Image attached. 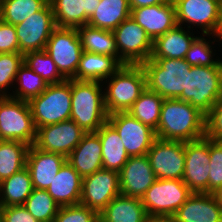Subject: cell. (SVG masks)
Listing matches in <instances>:
<instances>
[{
	"label": "cell",
	"instance_id": "obj_25",
	"mask_svg": "<svg viewBox=\"0 0 222 222\" xmlns=\"http://www.w3.org/2000/svg\"><path fill=\"white\" fill-rule=\"evenodd\" d=\"M123 66L115 57L83 51L75 76L79 81L103 82Z\"/></svg>",
	"mask_w": 222,
	"mask_h": 222
},
{
	"label": "cell",
	"instance_id": "obj_41",
	"mask_svg": "<svg viewBox=\"0 0 222 222\" xmlns=\"http://www.w3.org/2000/svg\"><path fill=\"white\" fill-rule=\"evenodd\" d=\"M209 154L208 193H213L222 186V141L209 139Z\"/></svg>",
	"mask_w": 222,
	"mask_h": 222
},
{
	"label": "cell",
	"instance_id": "obj_19",
	"mask_svg": "<svg viewBox=\"0 0 222 222\" xmlns=\"http://www.w3.org/2000/svg\"><path fill=\"white\" fill-rule=\"evenodd\" d=\"M130 16L145 30L152 41L177 25L173 1L131 8Z\"/></svg>",
	"mask_w": 222,
	"mask_h": 222
},
{
	"label": "cell",
	"instance_id": "obj_37",
	"mask_svg": "<svg viewBox=\"0 0 222 222\" xmlns=\"http://www.w3.org/2000/svg\"><path fill=\"white\" fill-rule=\"evenodd\" d=\"M23 206L39 222H53L59 209L47 190L35 188Z\"/></svg>",
	"mask_w": 222,
	"mask_h": 222
},
{
	"label": "cell",
	"instance_id": "obj_29",
	"mask_svg": "<svg viewBox=\"0 0 222 222\" xmlns=\"http://www.w3.org/2000/svg\"><path fill=\"white\" fill-rule=\"evenodd\" d=\"M129 0H101L87 25L113 31L130 17Z\"/></svg>",
	"mask_w": 222,
	"mask_h": 222
},
{
	"label": "cell",
	"instance_id": "obj_49",
	"mask_svg": "<svg viewBox=\"0 0 222 222\" xmlns=\"http://www.w3.org/2000/svg\"><path fill=\"white\" fill-rule=\"evenodd\" d=\"M215 36L217 38V42L219 43V41H220L219 44L222 45V42H221L222 41V14H221V19H220L219 29H218V31H217Z\"/></svg>",
	"mask_w": 222,
	"mask_h": 222
},
{
	"label": "cell",
	"instance_id": "obj_11",
	"mask_svg": "<svg viewBox=\"0 0 222 222\" xmlns=\"http://www.w3.org/2000/svg\"><path fill=\"white\" fill-rule=\"evenodd\" d=\"M172 1L175 7L177 25L187 26L191 31H193L194 26H197L200 31L202 30V35H216L222 14L221 4L214 0Z\"/></svg>",
	"mask_w": 222,
	"mask_h": 222
},
{
	"label": "cell",
	"instance_id": "obj_26",
	"mask_svg": "<svg viewBox=\"0 0 222 222\" xmlns=\"http://www.w3.org/2000/svg\"><path fill=\"white\" fill-rule=\"evenodd\" d=\"M148 218L141 199L116 196L99 214V222H145Z\"/></svg>",
	"mask_w": 222,
	"mask_h": 222
},
{
	"label": "cell",
	"instance_id": "obj_1",
	"mask_svg": "<svg viewBox=\"0 0 222 222\" xmlns=\"http://www.w3.org/2000/svg\"><path fill=\"white\" fill-rule=\"evenodd\" d=\"M206 116L180 99H164L156 138L173 141H195L205 137Z\"/></svg>",
	"mask_w": 222,
	"mask_h": 222
},
{
	"label": "cell",
	"instance_id": "obj_35",
	"mask_svg": "<svg viewBox=\"0 0 222 222\" xmlns=\"http://www.w3.org/2000/svg\"><path fill=\"white\" fill-rule=\"evenodd\" d=\"M49 0H0V19L17 25L40 11Z\"/></svg>",
	"mask_w": 222,
	"mask_h": 222
},
{
	"label": "cell",
	"instance_id": "obj_47",
	"mask_svg": "<svg viewBox=\"0 0 222 222\" xmlns=\"http://www.w3.org/2000/svg\"><path fill=\"white\" fill-rule=\"evenodd\" d=\"M145 222H174L172 217H148Z\"/></svg>",
	"mask_w": 222,
	"mask_h": 222
},
{
	"label": "cell",
	"instance_id": "obj_24",
	"mask_svg": "<svg viewBox=\"0 0 222 222\" xmlns=\"http://www.w3.org/2000/svg\"><path fill=\"white\" fill-rule=\"evenodd\" d=\"M186 27L176 25L153 41L151 58L184 59L193 41L198 37Z\"/></svg>",
	"mask_w": 222,
	"mask_h": 222
},
{
	"label": "cell",
	"instance_id": "obj_52",
	"mask_svg": "<svg viewBox=\"0 0 222 222\" xmlns=\"http://www.w3.org/2000/svg\"><path fill=\"white\" fill-rule=\"evenodd\" d=\"M4 140L2 139L1 135H0V145Z\"/></svg>",
	"mask_w": 222,
	"mask_h": 222
},
{
	"label": "cell",
	"instance_id": "obj_2",
	"mask_svg": "<svg viewBox=\"0 0 222 222\" xmlns=\"http://www.w3.org/2000/svg\"><path fill=\"white\" fill-rule=\"evenodd\" d=\"M103 86L98 81L71 79L70 120L81 127L85 133L96 132L108 120Z\"/></svg>",
	"mask_w": 222,
	"mask_h": 222
},
{
	"label": "cell",
	"instance_id": "obj_36",
	"mask_svg": "<svg viewBox=\"0 0 222 222\" xmlns=\"http://www.w3.org/2000/svg\"><path fill=\"white\" fill-rule=\"evenodd\" d=\"M24 64L50 84L60 83L66 78L45 50L31 51L23 55Z\"/></svg>",
	"mask_w": 222,
	"mask_h": 222
},
{
	"label": "cell",
	"instance_id": "obj_8",
	"mask_svg": "<svg viewBox=\"0 0 222 222\" xmlns=\"http://www.w3.org/2000/svg\"><path fill=\"white\" fill-rule=\"evenodd\" d=\"M192 194L182 180L156 179L141 202L148 217H172Z\"/></svg>",
	"mask_w": 222,
	"mask_h": 222
},
{
	"label": "cell",
	"instance_id": "obj_28",
	"mask_svg": "<svg viewBox=\"0 0 222 222\" xmlns=\"http://www.w3.org/2000/svg\"><path fill=\"white\" fill-rule=\"evenodd\" d=\"M33 190L31 175L25 166L0 182V207L23 205Z\"/></svg>",
	"mask_w": 222,
	"mask_h": 222
},
{
	"label": "cell",
	"instance_id": "obj_20",
	"mask_svg": "<svg viewBox=\"0 0 222 222\" xmlns=\"http://www.w3.org/2000/svg\"><path fill=\"white\" fill-rule=\"evenodd\" d=\"M66 161L67 157L62 154L46 152L34 145L30 146L26 158V167L30 172L33 187L47 190Z\"/></svg>",
	"mask_w": 222,
	"mask_h": 222
},
{
	"label": "cell",
	"instance_id": "obj_22",
	"mask_svg": "<svg viewBox=\"0 0 222 222\" xmlns=\"http://www.w3.org/2000/svg\"><path fill=\"white\" fill-rule=\"evenodd\" d=\"M67 162L82 178L102 169V146L98 134L85 133L80 143L67 156Z\"/></svg>",
	"mask_w": 222,
	"mask_h": 222
},
{
	"label": "cell",
	"instance_id": "obj_12",
	"mask_svg": "<svg viewBox=\"0 0 222 222\" xmlns=\"http://www.w3.org/2000/svg\"><path fill=\"white\" fill-rule=\"evenodd\" d=\"M57 28L51 4L48 2L40 11L15 25L19 53L44 50L51 33Z\"/></svg>",
	"mask_w": 222,
	"mask_h": 222
},
{
	"label": "cell",
	"instance_id": "obj_17",
	"mask_svg": "<svg viewBox=\"0 0 222 222\" xmlns=\"http://www.w3.org/2000/svg\"><path fill=\"white\" fill-rule=\"evenodd\" d=\"M85 131L74 121L67 120L37 128L34 146L46 152L67 157L80 143Z\"/></svg>",
	"mask_w": 222,
	"mask_h": 222
},
{
	"label": "cell",
	"instance_id": "obj_44",
	"mask_svg": "<svg viewBox=\"0 0 222 222\" xmlns=\"http://www.w3.org/2000/svg\"><path fill=\"white\" fill-rule=\"evenodd\" d=\"M3 222H39L23 205L1 207Z\"/></svg>",
	"mask_w": 222,
	"mask_h": 222
},
{
	"label": "cell",
	"instance_id": "obj_15",
	"mask_svg": "<svg viewBox=\"0 0 222 222\" xmlns=\"http://www.w3.org/2000/svg\"><path fill=\"white\" fill-rule=\"evenodd\" d=\"M120 194L119 172L102 168L83 177L80 204L100 214Z\"/></svg>",
	"mask_w": 222,
	"mask_h": 222
},
{
	"label": "cell",
	"instance_id": "obj_30",
	"mask_svg": "<svg viewBox=\"0 0 222 222\" xmlns=\"http://www.w3.org/2000/svg\"><path fill=\"white\" fill-rule=\"evenodd\" d=\"M83 51L113 56L119 61L115 37L111 30L84 25L77 28Z\"/></svg>",
	"mask_w": 222,
	"mask_h": 222
},
{
	"label": "cell",
	"instance_id": "obj_14",
	"mask_svg": "<svg viewBox=\"0 0 222 222\" xmlns=\"http://www.w3.org/2000/svg\"><path fill=\"white\" fill-rule=\"evenodd\" d=\"M146 155L157 179L182 180L185 142L156 138Z\"/></svg>",
	"mask_w": 222,
	"mask_h": 222
},
{
	"label": "cell",
	"instance_id": "obj_32",
	"mask_svg": "<svg viewBox=\"0 0 222 222\" xmlns=\"http://www.w3.org/2000/svg\"><path fill=\"white\" fill-rule=\"evenodd\" d=\"M163 100L159 94L146 88L127 112L156 132Z\"/></svg>",
	"mask_w": 222,
	"mask_h": 222
},
{
	"label": "cell",
	"instance_id": "obj_27",
	"mask_svg": "<svg viewBox=\"0 0 222 222\" xmlns=\"http://www.w3.org/2000/svg\"><path fill=\"white\" fill-rule=\"evenodd\" d=\"M102 146L103 169L120 171L129 159L123 141L117 131L108 123H104L97 131Z\"/></svg>",
	"mask_w": 222,
	"mask_h": 222
},
{
	"label": "cell",
	"instance_id": "obj_42",
	"mask_svg": "<svg viewBox=\"0 0 222 222\" xmlns=\"http://www.w3.org/2000/svg\"><path fill=\"white\" fill-rule=\"evenodd\" d=\"M205 136L211 140L222 141V95L206 115Z\"/></svg>",
	"mask_w": 222,
	"mask_h": 222
},
{
	"label": "cell",
	"instance_id": "obj_9",
	"mask_svg": "<svg viewBox=\"0 0 222 222\" xmlns=\"http://www.w3.org/2000/svg\"><path fill=\"white\" fill-rule=\"evenodd\" d=\"M112 32L122 65H140L151 58L153 41L131 16Z\"/></svg>",
	"mask_w": 222,
	"mask_h": 222
},
{
	"label": "cell",
	"instance_id": "obj_5",
	"mask_svg": "<svg viewBox=\"0 0 222 222\" xmlns=\"http://www.w3.org/2000/svg\"><path fill=\"white\" fill-rule=\"evenodd\" d=\"M222 95V66H191L186 92L178 98L196 107L205 116Z\"/></svg>",
	"mask_w": 222,
	"mask_h": 222
},
{
	"label": "cell",
	"instance_id": "obj_33",
	"mask_svg": "<svg viewBox=\"0 0 222 222\" xmlns=\"http://www.w3.org/2000/svg\"><path fill=\"white\" fill-rule=\"evenodd\" d=\"M29 145L4 140L0 145V182L26 166Z\"/></svg>",
	"mask_w": 222,
	"mask_h": 222
},
{
	"label": "cell",
	"instance_id": "obj_21",
	"mask_svg": "<svg viewBox=\"0 0 222 222\" xmlns=\"http://www.w3.org/2000/svg\"><path fill=\"white\" fill-rule=\"evenodd\" d=\"M172 218L174 222H222V208L213 193H193Z\"/></svg>",
	"mask_w": 222,
	"mask_h": 222
},
{
	"label": "cell",
	"instance_id": "obj_7",
	"mask_svg": "<svg viewBox=\"0 0 222 222\" xmlns=\"http://www.w3.org/2000/svg\"><path fill=\"white\" fill-rule=\"evenodd\" d=\"M36 127L28 101L0 97V135L3 140L19 141L32 146Z\"/></svg>",
	"mask_w": 222,
	"mask_h": 222
},
{
	"label": "cell",
	"instance_id": "obj_31",
	"mask_svg": "<svg viewBox=\"0 0 222 222\" xmlns=\"http://www.w3.org/2000/svg\"><path fill=\"white\" fill-rule=\"evenodd\" d=\"M58 28H78L86 25L85 0H49Z\"/></svg>",
	"mask_w": 222,
	"mask_h": 222
},
{
	"label": "cell",
	"instance_id": "obj_39",
	"mask_svg": "<svg viewBox=\"0 0 222 222\" xmlns=\"http://www.w3.org/2000/svg\"><path fill=\"white\" fill-rule=\"evenodd\" d=\"M23 63L21 53H0V97L11 94L9 89L14 88L16 74Z\"/></svg>",
	"mask_w": 222,
	"mask_h": 222
},
{
	"label": "cell",
	"instance_id": "obj_51",
	"mask_svg": "<svg viewBox=\"0 0 222 222\" xmlns=\"http://www.w3.org/2000/svg\"><path fill=\"white\" fill-rule=\"evenodd\" d=\"M214 1H216V2H218L219 4L222 5V0H214Z\"/></svg>",
	"mask_w": 222,
	"mask_h": 222
},
{
	"label": "cell",
	"instance_id": "obj_38",
	"mask_svg": "<svg viewBox=\"0 0 222 222\" xmlns=\"http://www.w3.org/2000/svg\"><path fill=\"white\" fill-rule=\"evenodd\" d=\"M205 36L209 37L211 35L199 36L193 41L186 53L185 61L190 66H222L220 57L218 59L213 58L217 54L212 50L214 47L211 44L217 42L216 36H211L213 41L206 39Z\"/></svg>",
	"mask_w": 222,
	"mask_h": 222
},
{
	"label": "cell",
	"instance_id": "obj_34",
	"mask_svg": "<svg viewBox=\"0 0 222 222\" xmlns=\"http://www.w3.org/2000/svg\"><path fill=\"white\" fill-rule=\"evenodd\" d=\"M14 85L15 90L9 97L29 101L31 98L39 96L49 84L23 63L18 69Z\"/></svg>",
	"mask_w": 222,
	"mask_h": 222
},
{
	"label": "cell",
	"instance_id": "obj_6",
	"mask_svg": "<svg viewBox=\"0 0 222 222\" xmlns=\"http://www.w3.org/2000/svg\"><path fill=\"white\" fill-rule=\"evenodd\" d=\"M71 79L50 84L28 104L36 129L70 120L71 115Z\"/></svg>",
	"mask_w": 222,
	"mask_h": 222
},
{
	"label": "cell",
	"instance_id": "obj_48",
	"mask_svg": "<svg viewBox=\"0 0 222 222\" xmlns=\"http://www.w3.org/2000/svg\"><path fill=\"white\" fill-rule=\"evenodd\" d=\"M213 195L217 200L219 206L222 208V186L219 187L215 192H213Z\"/></svg>",
	"mask_w": 222,
	"mask_h": 222
},
{
	"label": "cell",
	"instance_id": "obj_10",
	"mask_svg": "<svg viewBox=\"0 0 222 222\" xmlns=\"http://www.w3.org/2000/svg\"><path fill=\"white\" fill-rule=\"evenodd\" d=\"M44 50L66 79L75 76L83 52L77 28L57 27L51 33Z\"/></svg>",
	"mask_w": 222,
	"mask_h": 222
},
{
	"label": "cell",
	"instance_id": "obj_3",
	"mask_svg": "<svg viewBox=\"0 0 222 222\" xmlns=\"http://www.w3.org/2000/svg\"><path fill=\"white\" fill-rule=\"evenodd\" d=\"M102 84L107 114L127 112L146 89V76L141 65L126 64Z\"/></svg>",
	"mask_w": 222,
	"mask_h": 222
},
{
	"label": "cell",
	"instance_id": "obj_13",
	"mask_svg": "<svg viewBox=\"0 0 222 222\" xmlns=\"http://www.w3.org/2000/svg\"><path fill=\"white\" fill-rule=\"evenodd\" d=\"M107 122L117 131L129 157L146 155L156 139L152 128L128 112L112 113Z\"/></svg>",
	"mask_w": 222,
	"mask_h": 222
},
{
	"label": "cell",
	"instance_id": "obj_40",
	"mask_svg": "<svg viewBox=\"0 0 222 222\" xmlns=\"http://www.w3.org/2000/svg\"><path fill=\"white\" fill-rule=\"evenodd\" d=\"M53 222H99V214L82 204L62 206Z\"/></svg>",
	"mask_w": 222,
	"mask_h": 222
},
{
	"label": "cell",
	"instance_id": "obj_18",
	"mask_svg": "<svg viewBox=\"0 0 222 222\" xmlns=\"http://www.w3.org/2000/svg\"><path fill=\"white\" fill-rule=\"evenodd\" d=\"M156 179L147 155L130 156L119 171L120 193L141 199Z\"/></svg>",
	"mask_w": 222,
	"mask_h": 222
},
{
	"label": "cell",
	"instance_id": "obj_46",
	"mask_svg": "<svg viewBox=\"0 0 222 222\" xmlns=\"http://www.w3.org/2000/svg\"><path fill=\"white\" fill-rule=\"evenodd\" d=\"M101 0H85L86 4V25L88 22V19L93 15V13L98 8V5L100 4Z\"/></svg>",
	"mask_w": 222,
	"mask_h": 222
},
{
	"label": "cell",
	"instance_id": "obj_23",
	"mask_svg": "<svg viewBox=\"0 0 222 222\" xmlns=\"http://www.w3.org/2000/svg\"><path fill=\"white\" fill-rule=\"evenodd\" d=\"M82 179L66 161L52 180L47 192L59 207L80 204Z\"/></svg>",
	"mask_w": 222,
	"mask_h": 222
},
{
	"label": "cell",
	"instance_id": "obj_50",
	"mask_svg": "<svg viewBox=\"0 0 222 222\" xmlns=\"http://www.w3.org/2000/svg\"><path fill=\"white\" fill-rule=\"evenodd\" d=\"M0 222H3L2 214H1V207H0Z\"/></svg>",
	"mask_w": 222,
	"mask_h": 222
},
{
	"label": "cell",
	"instance_id": "obj_16",
	"mask_svg": "<svg viewBox=\"0 0 222 222\" xmlns=\"http://www.w3.org/2000/svg\"><path fill=\"white\" fill-rule=\"evenodd\" d=\"M209 138L185 142V167L182 181L193 193H208L210 173Z\"/></svg>",
	"mask_w": 222,
	"mask_h": 222
},
{
	"label": "cell",
	"instance_id": "obj_43",
	"mask_svg": "<svg viewBox=\"0 0 222 222\" xmlns=\"http://www.w3.org/2000/svg\"><path fill=\"white\" fill-rule=\"evenodd\" d=\"M0 53H19L15 26L0 19Z\"/></svg>",
	"mask_w": 222,
	"mask_h": 222
},
{
	"label": "cell",
	"instance_id": "obj_45",
	"mask_svg": "<svg viewBox=\"0 0 222 222\" xmlns=\"http://www.w3.org/2000/svg\"><path fill=\"white\" fill-rule=\"evenodd\" d=\"M170 1L172 0H129V4L131 8H138L168 3Z\"/></svg>",
	"mask_w": 222,
	"mask_h": 222
},
{
	"label": "cell",
	"instance_id": "obj_4",
	"mask_svg": "<svg viewBox=\"0 0 222 222\" xmlns=\"http://www.w3.org/2000/svg\"><path fill=\"white\" fill-rule=\"evenodd\" d=\"M140 65L148 90L164 99H178L182 92H186L187 72L191 66L185 59L150 58Z\"/></svg>",
	"mask_w": 222,
	"mask_h": 222
}]
</instances>
